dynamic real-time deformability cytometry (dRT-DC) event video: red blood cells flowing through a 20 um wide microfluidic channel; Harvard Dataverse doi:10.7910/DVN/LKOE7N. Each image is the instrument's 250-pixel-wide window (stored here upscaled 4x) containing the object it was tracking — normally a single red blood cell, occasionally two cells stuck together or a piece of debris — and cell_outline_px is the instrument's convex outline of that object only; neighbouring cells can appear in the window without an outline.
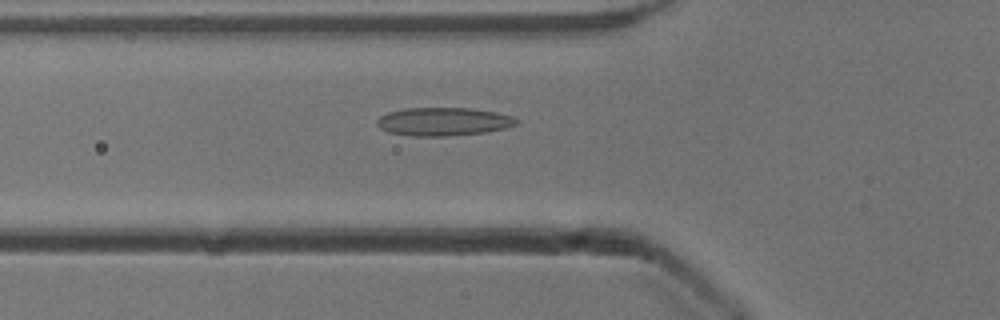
{"species": "common noctule bat (a hibernating species)", "species_latin": "Nyctalus noctula", "temperature_condition": "cold", "stored_images_in_passage": 52, "camera_frame_rate_fps": 3000, "um_per_image_px": 0.085, "animal": {"sex": "male", "body_mass_g": 13.3}, "frame": {"image": 1, "passage_image": 18, "time_ms": 5.667, "image_size_px": [1000, 320], "cell_outline_px": [[520, 124], [488, 132], [448, 136], [412, 136], [388, 132], [380, 128], [376, 124], [376, 120], [380, 116], [388, 112], [404, 108], [472, 108], [496, 112], [512, 116], [520, 120]], "centroid_in_image_um": [37.71, 10.34], "position_along_channel_um": 88.1, "area_um2": 23.24}}
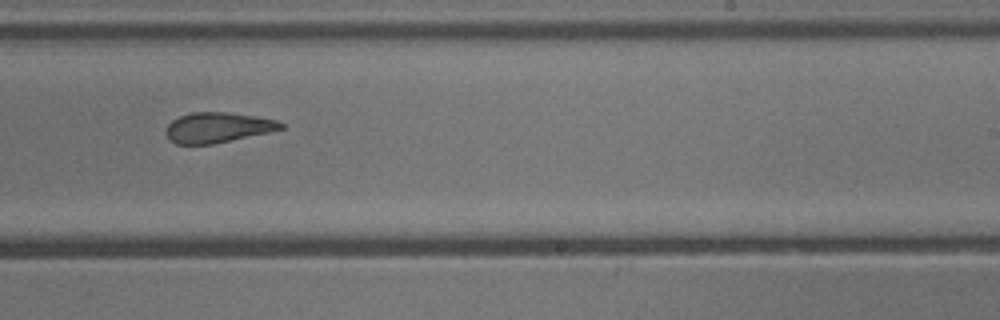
{"frame": {"image": 2, "passage_image": 32, "time_ms": 10.333, "image_size_px": [1000, 320], "cell_outline_px": [[284, 128], [268, 132], [212, 144], [176, 144], [168, 140], [164, 132], [164, 128], [172, 120], [180, 116], [192, 112], [228, 112], [276, 120], [284, 124]], "centroid_in_image_um": [18.42, 10.84], "position_along_channel_um": 270.6, "area_um2": 20.17}}
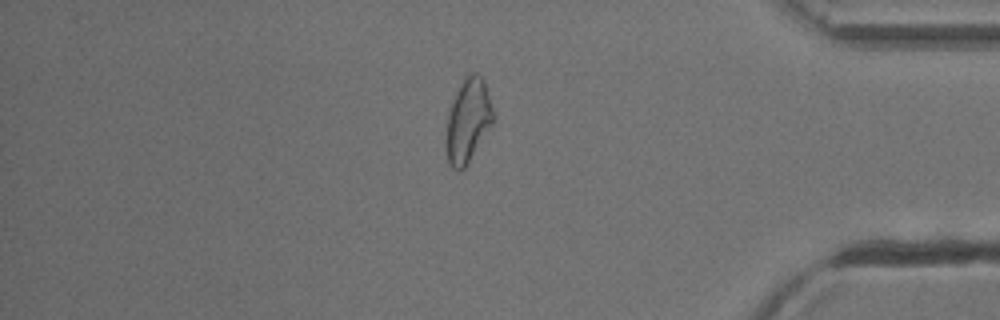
{"frame": {"image": 3, "passage_image": 44, "time_ms": 14.333, "image_size_px": [1000, 320], "cell_outline_px": [[492, 124], [464, 168], [460, 172], [452, 168], [448, 164], [448, 116], [456, 92], [464, 76], [472, 72], [476, 72], [484, 80], [492, 108]], "centroid_in_image_um": [39.79, 10.22], "position_along_channel_um": 395.4, "area_um2": 22.02}, "authors_computed_cell_mechanics": {"area_um2": 22.6287, "velocity_mm_per_s": 3.888, "shape_relaxation_time_tau1_ms": 8.3026, "shape_relaxation_time_tau2_ms": 2.3657, "deformation_change_tau1": 0.2216, "deformation_change_tau2": 0.1131}}